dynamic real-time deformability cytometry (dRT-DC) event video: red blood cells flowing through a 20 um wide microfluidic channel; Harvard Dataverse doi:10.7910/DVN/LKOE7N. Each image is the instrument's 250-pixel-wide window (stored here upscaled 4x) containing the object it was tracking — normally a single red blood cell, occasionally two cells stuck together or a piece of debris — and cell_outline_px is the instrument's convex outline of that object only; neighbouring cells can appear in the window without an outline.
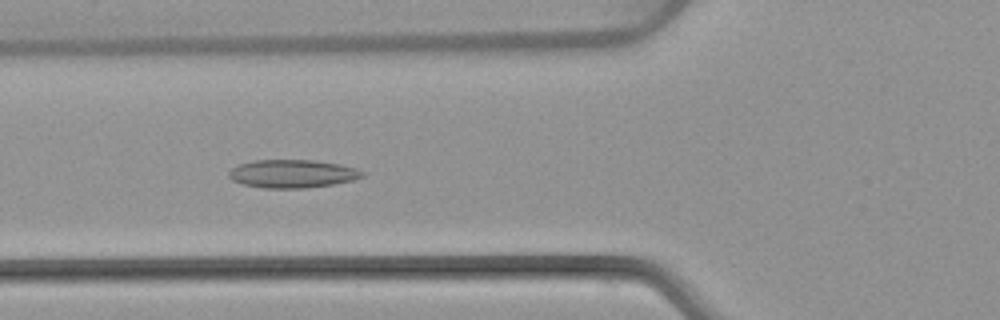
{"species": "common noctule bat (a hibernating species)", "species_latin": "Nyctalus noctula", "temperature_condition": "warm", "stored_images_in_passage": 7, "camera_frame_rate_fps": 3000, "um_per_image_px": 0.085, "animal": {"sex": "female", "body_mass_g": 22.7, "forearm_length_mm": 54.2}, "frame": {"image": 1, "passage_image": 6, "time_ms": 6.0, "image_size_px": [1000, 320], "cell_outline_px": [[364, 176], [352, 180], [332, 184], [308, 188], [264, 188], [244, 184], [232, 180], [228, 176], [228, 172], [232, 168], [240, 164], [256, 160], [312, 160], [340, 164], [356, 168], [364, 172]], "centroid_in_image_um": [24.86, 14.77], "position_along_channel_um": 100.9, "area_um2": 21.79}}
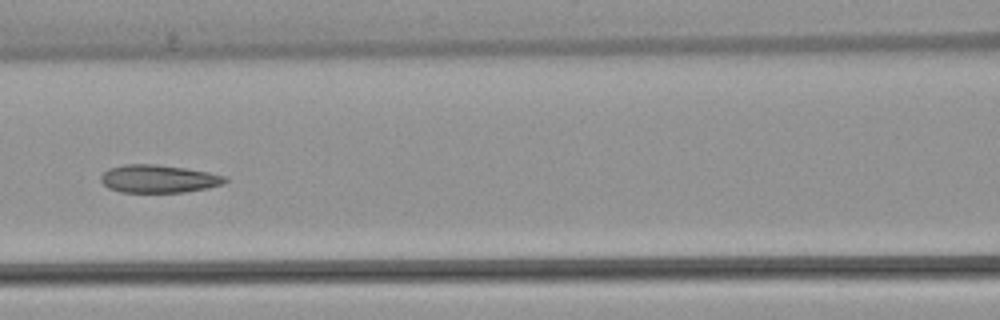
{"frame": {"image": 2, "passage_image": 7, "time_ms": 7.333, "image_size_px": [1000, 320], "cell_outline_px": [[228, 180], [224, 184], [208, 188], [184, 192], [120, 192], [108, 188], [100, 180], [100, 176], [108, 168], [124, 164], [156, 164], [184, 168], [208, 172], [224, 176]], "centroid_in_image_um": [13.46, 15.2], "position_along_channel_um": 153.1, "area_um2": 20.23}}